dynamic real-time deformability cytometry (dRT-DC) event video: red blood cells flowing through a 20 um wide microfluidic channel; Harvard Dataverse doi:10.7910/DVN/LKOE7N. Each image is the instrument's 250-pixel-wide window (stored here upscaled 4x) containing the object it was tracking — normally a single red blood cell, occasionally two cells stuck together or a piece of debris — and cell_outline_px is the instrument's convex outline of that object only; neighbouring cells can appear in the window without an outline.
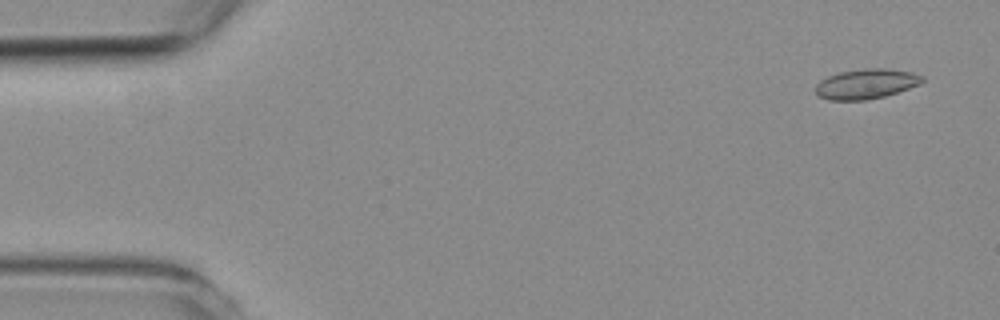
{"species": "common noctule bat (a hibernating species)", "species_latin": "Nyctalus noctula", "temperature_condition": "room temperature", "stored_images_in_passage": 5, "camera_frame_rate_fps": 3000, "um_per_image_px": 0.085, "animal": {"sex": "female", "body_mass_g": 19.3, "forearm_length_mm": 54.1}, "frame": {"image": 1, "passage_image": 1, "time_ms": 0.0, "image_size_px": [1000, 320], "cell_outline_px": [[924, 80], [920, 84], [884, 96], [864, 100], [828, 100], [820, 96], [816, 92], [816, 84], [820, 80], [828, 76], [840, 72], [864, 68], [888, 68], [912, 72], [924, 76]], "centroid_in_image_um": [73.63, 7.12], "position_along_channel_um": 11.4, "area_um2": 18.55}}
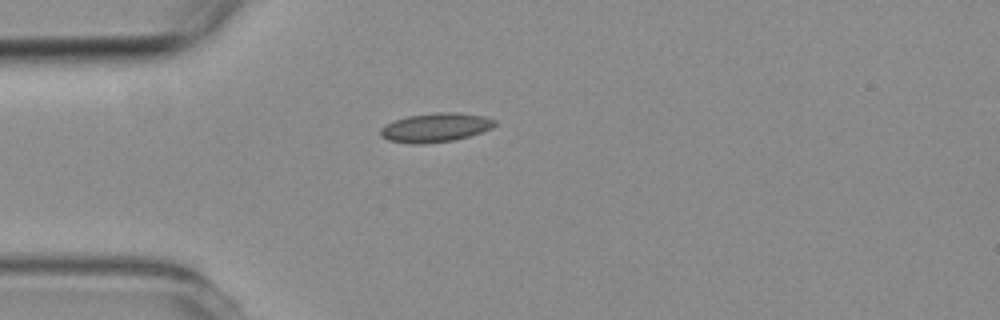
{"frame": {"image": 2, "passage_image": 4, "time_ms": 3.667, "image_size_px": [1000, 320], "cell_outline_px": [[496, 124], [492, 128], [468, 136], [452, 140], [424, 144], [416, 144], [388, 140], [380, 136], [380, 128], [396, 120], [408, 116], [440, 112], [456, 112], [484, 116], [496, 120]], "centroid_in_image_um": [37.03, 10.84], "position_along_channel_um": 48.0, "area_um2": 19.07}}